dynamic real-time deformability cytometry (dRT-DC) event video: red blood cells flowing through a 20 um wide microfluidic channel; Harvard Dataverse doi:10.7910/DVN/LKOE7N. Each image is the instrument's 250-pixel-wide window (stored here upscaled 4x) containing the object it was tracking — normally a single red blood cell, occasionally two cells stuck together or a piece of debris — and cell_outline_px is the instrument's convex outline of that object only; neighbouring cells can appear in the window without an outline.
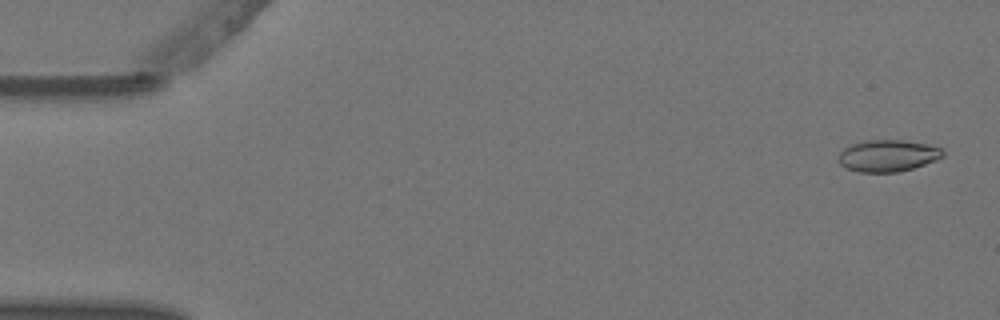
{"species": "Egyptian fruit bat (a non-hibernating species)", "species_latin": "Rousettus aegyptiacus", "temperature_condition": "warm", "stored_images_in_passage": 4, "camera_frame_rate_fps": 3000, "um_per_image_px": 0.085, "animal": {"sex": "female"}, "frame": {"image": 1, "passage_image": 1, "time_ms": 0.0, "image_size_px": [1000, 320], "cell_outline_px": [[944, 156], [936, 160], [900, 172], [860, 172], [848, 168], [840, 164], [836, 160], [840, 152], [844, 148], [852, 144], [864, 140], [900, 140], [928, 144], [940, 148], [944, 152]], "centroid_in_image_um": [75.44, 13.23], "position_along_channel_um": 9.6, "area_um2": 19.31}}